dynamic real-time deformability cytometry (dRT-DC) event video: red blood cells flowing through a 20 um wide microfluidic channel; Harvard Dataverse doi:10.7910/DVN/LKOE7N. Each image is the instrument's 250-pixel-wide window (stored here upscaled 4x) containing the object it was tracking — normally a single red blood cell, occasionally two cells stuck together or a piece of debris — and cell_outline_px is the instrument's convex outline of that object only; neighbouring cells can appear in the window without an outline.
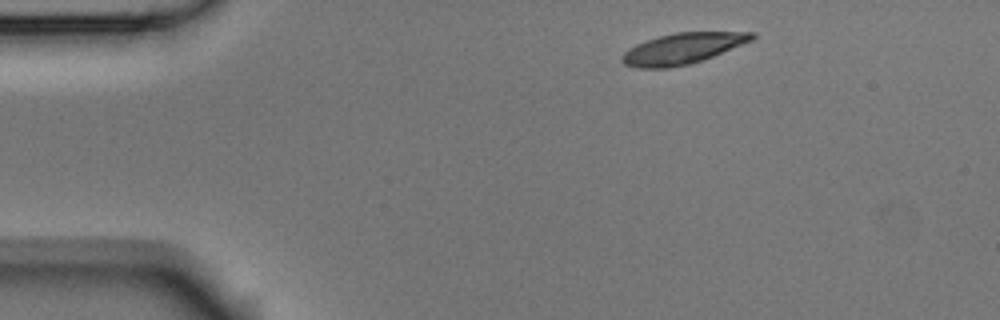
{"species": "Egyptian fruit bat (a non-hibernating species)", "species_latin": "Rousettus aegyptiacus", "temperature_condition": "room temperature", "stored_images_in_passage": 3, "camera_frame_rate_fps": 3000, "um_per_image_px": 0.085, "animal": {"sex": "male"}, "frame": {"image": 1, "passage_image": 1, "time_ms": 0.0, "image_size_px": [1000, 320], "cell_outline_px": [[756, 36], [752, 40], [712, 56], [688, 64], [668, 68], [636, 68], [624, 64], [620, 60], [620, 56], [628, 48], [636, 44], [660, 36], [676, 32], [756, 32]], "centroid_in_image_um": [57.97, 4.12], "position_along_channel_um": 27.0, "area_um2": 23.12}}